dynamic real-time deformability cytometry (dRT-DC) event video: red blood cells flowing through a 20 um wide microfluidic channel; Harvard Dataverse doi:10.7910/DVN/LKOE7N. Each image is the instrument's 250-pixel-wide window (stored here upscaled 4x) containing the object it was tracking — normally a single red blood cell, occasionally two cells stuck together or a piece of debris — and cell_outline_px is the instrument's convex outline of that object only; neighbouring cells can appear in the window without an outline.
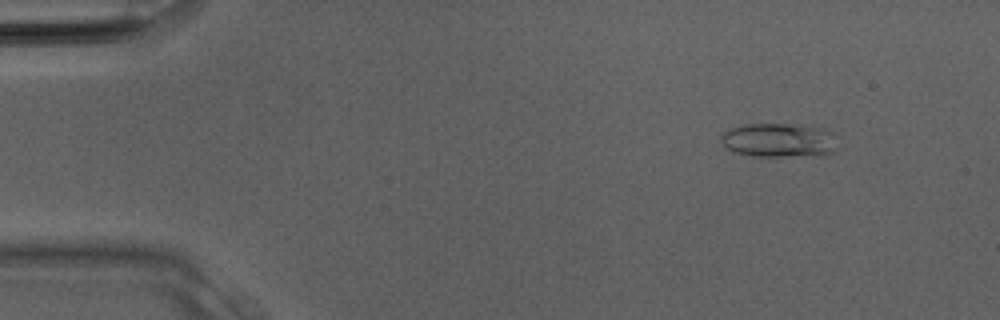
{"species": "Egyptian fruit bat (a non-hibernating species)", "species_latin": "Rousettus aegyptiacus", "temperature_condition": "room temperature", "stored_images_in_passage": 29, "camera_frame_rate_fps": 3000, "um_per_image_px": 0.085, "animal": {"sex": "male"}, "frame": {"image": 1, "passage_image": 1, "time_ms": 0.0, "image_size_px": [1000, 320], "cell_outline_px": [[836, 152], [828, 156], [752, 156], [736, 152], [724, 148], [720, 140], [720, 136], [724, 132], [732, 128], [744, 124], [804, 124], [824, 128], [832, 132], [836, 148]], "centroid_in_image_um": [66.25, 11.93], "position_along_channel_um": 18.8, "area_um2": 23.7}}
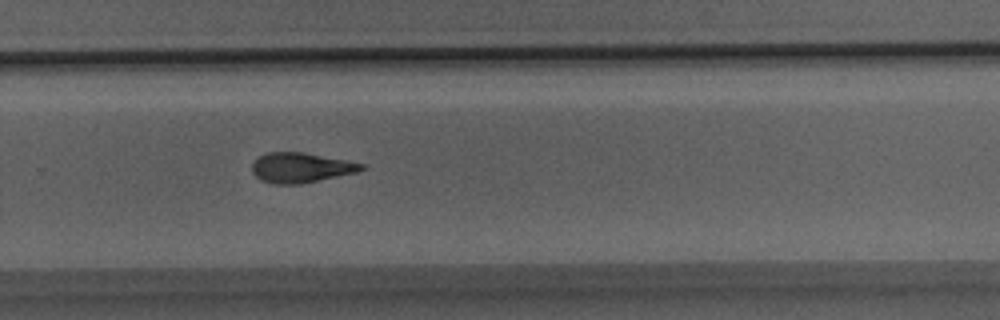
{"frame": {"image": 2, "passage_image": 19, "time_ms": 6.0, "image_size_px": [1000, 320], "cell_outline_px": [[364, 168], [356, 172], [300, 184], [272, 184], [260, 180], [252, 172], [252, 160], [256, 156], [268, 152], [304, 152], [364, 164]], "centroid_in_image_um": [25.48, 14.24], "position_along_channel_um": 304.3, "area_um2": 19.07}}
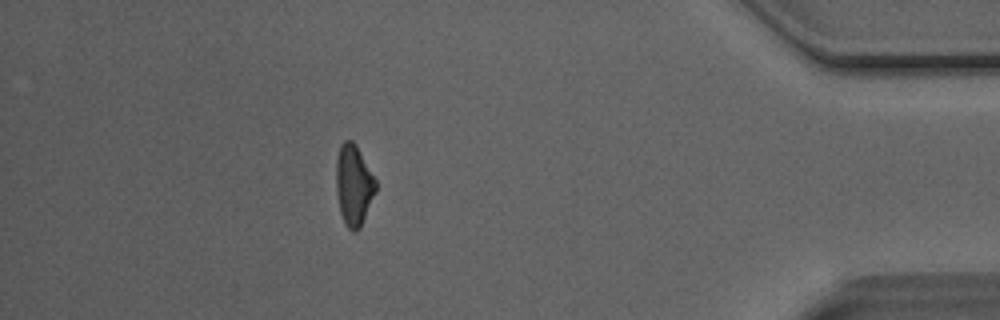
{"frame": {"image": 3, "passage_image": 26, "time_ms": 8.333, "image_size_px": [1000, 320], "cell_outline_px": [[376, 192], [360, 228], [356, 232], [352, 232], [344, 224], [340, 212], [336, 192], [336, 160], [340, 144], [344, 140], [352, 140], [356, 144], [376, 180]], "centroid_in_image_um": [30.05, 15.74], "position_along_channel_um": 405.1, "area_um2": 18.84}}